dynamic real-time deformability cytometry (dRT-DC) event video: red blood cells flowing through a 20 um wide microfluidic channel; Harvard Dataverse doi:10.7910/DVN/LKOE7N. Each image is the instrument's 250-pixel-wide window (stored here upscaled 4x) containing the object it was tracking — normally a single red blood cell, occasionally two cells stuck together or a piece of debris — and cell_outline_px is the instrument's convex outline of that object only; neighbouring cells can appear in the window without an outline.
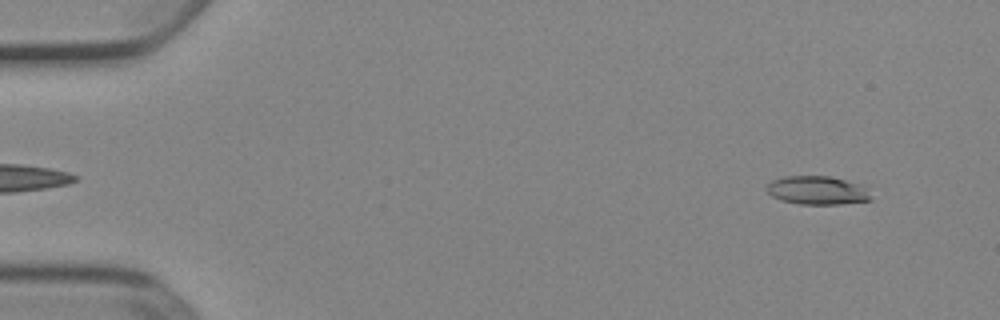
{"species": "Egyptian fruit bat (a non-hibernating species)", "species_latin": "Rousettus aegyptiacus", "temperature_condition": "cold", "stored_images_in_passage": 52, "camera_frame_rate_fps": 3000, "um_per_image_px": 0.085, "animal": {"sex": "female"}, "frame": {"image": 1, "passage_image": 4, "time_ms": 1.0, "image_size_px": [1000, 320], "cell_outline_px": [[872, 200], [840, 204], [800, 204], [780, 200], [772, 196], [764, 188], [772, 180], [784, 176], [832, 176], [860, 184], [864, 188]], "centroid_in_image_um": [69.42, 16.17], "position_along_channel_um": 15.6, "area_um2": 17.28}}
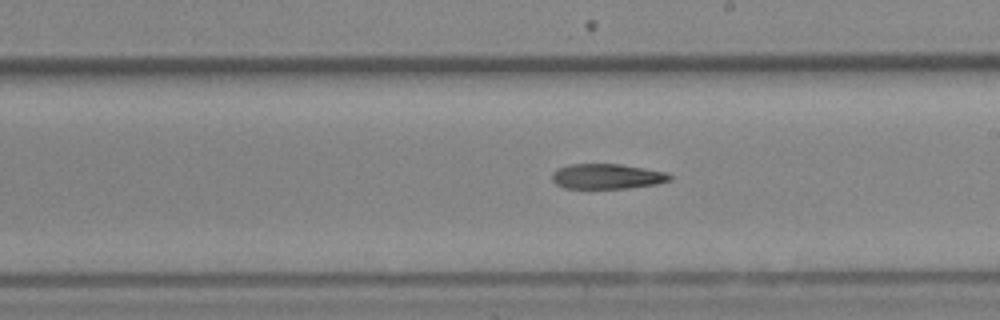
{"frame": {"image": 2, "passage_image": 30, "time_ms": 9.667, "image_size_px": [1000, 320], "cell_outline_px": [[672, 180], [656, 184], [628, 188], [564, 188], [556, 184], [552, 180], [552, 172], [568, 164], [620, 164], [644, 168], [664, 172], [672, 176]], "centroid_in_image_um": [51.59, 14.99], "position_along_channel_um": 237.4, "area_um2": 17.17}}
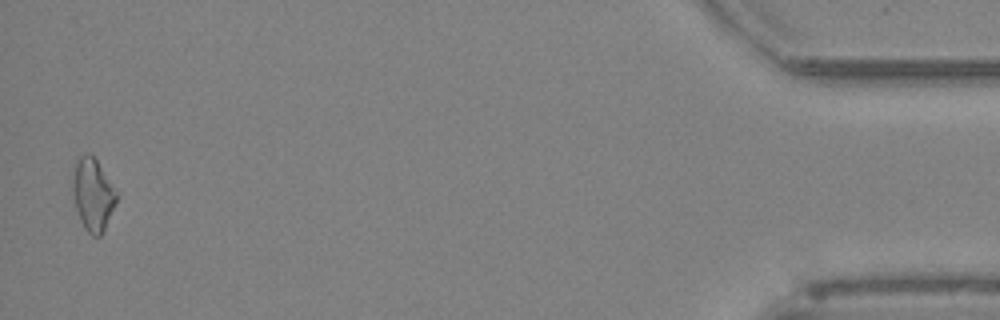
{"frame": {"image": 3, "passage_image": 51, "time_ms": 16.667, "image_size_px": [1000, 320], "cell_outline_px": [[120, 196], [100, 236], [92, 236], [84, 228], [80, 220], [76, 208], [72, 192], [72, 180], [76, 160], [80, 156], [88, 152], [96, 160], [120, 192]], "centroid_in_image_um": [7.92, 16.52], "position_along_channel_um": 427.3, "area_um2": 18.79}, "authors_computed_cell_mechanics": {"area_um2": 17.918, "velocity_mm_per_s": 3.9114, "shape_relaxation_time_tau1_ms": 9.5327, "shape_relaxation_time_tau2_ms": null, "deformation_change_tau1": 0.1794, "deformation_change_tau2": null}}